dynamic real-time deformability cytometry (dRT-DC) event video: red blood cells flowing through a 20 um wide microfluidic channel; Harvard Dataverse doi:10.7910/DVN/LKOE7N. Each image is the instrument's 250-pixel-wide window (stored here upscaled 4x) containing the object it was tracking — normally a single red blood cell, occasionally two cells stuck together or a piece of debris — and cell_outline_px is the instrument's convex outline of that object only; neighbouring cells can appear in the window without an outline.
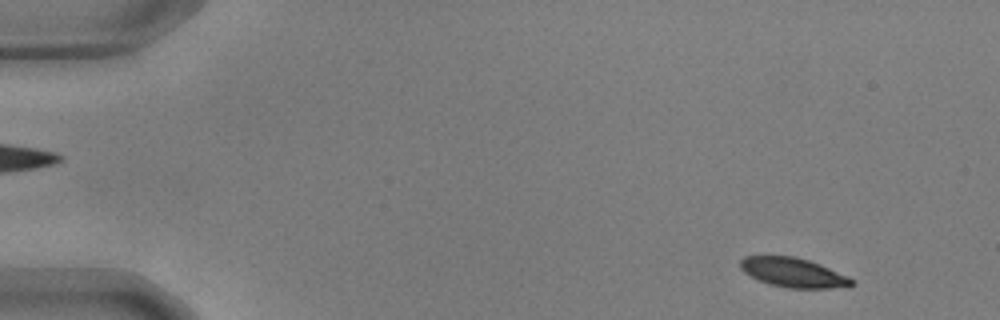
{"species": "common noctule bat (a hibernating species)", "species_latin": "Nyctalus noctula", "temperature_condition": "warm", "stored_images_in_passage": 55, "camera_frame_rate_fps": 3000, "um_per_image_px": 0.085, "animal": {"sex": "male", "body_mass_g": 17.9, "forearm_length_mm": 54.2}, "frame": {"image": 1, "passage_image": 4, "time_ms": 1.0, "image_size_px": [1000, 320], "cell_outline_px": [[856, 284], [848, 288], [788, 288], [768, 284], [744, 272], [740, 268], [740, 260], [744, 256], [796, 256], [820, 264], [848, 276]], "centroid_in_image_um": [67.46, 23.17], "position_along_channel_um": 17.5, "area_um2": 19.19}}
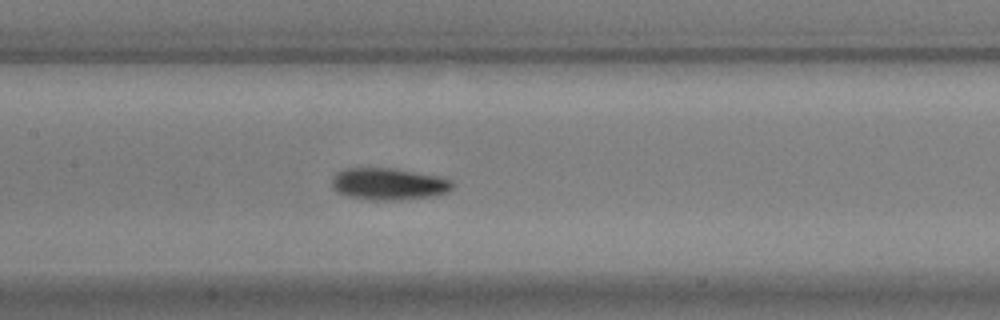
{"frame": {"image": 2, "passage_image": 26, "time_ms": 8.333, "image_size_px": [1000, 320], "cell_outline_px": [[452, 188], [448, 192], [432, 196], [396, 200], [372, 200], [348, 196], [336, 192], [332, 188], [332, 176], [336, 172], [348, 168], [392, 168], [440, 176], [452, 180]], "centroid_in_image_um": [33.01, 15.63], "position_along_channel_um": 174.4, "area_um2": 22.48}}
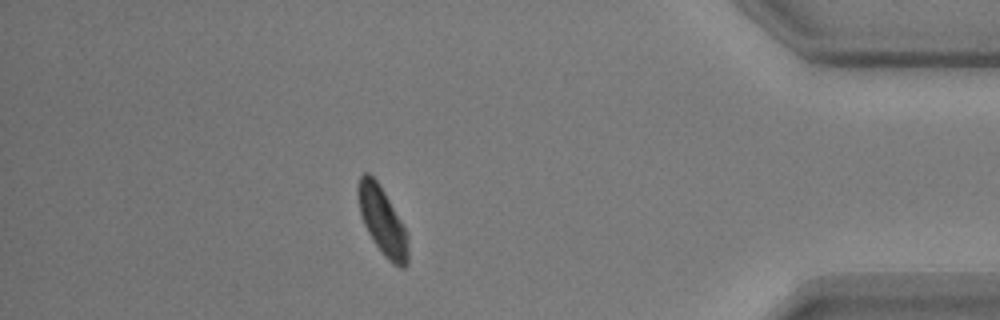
{"frame": {"image": 3, "passage_image": 48, "time_ms": 15.667, "image_size_px": [1000, 320], "cell_outline_px": [[408, 264], [404, 268], [400, 268], [392, 264], [384, 256], [372, 240], [360, 216], [356, 196], [356, 184], [360, 176], [364, 172], [368, 172], [380, 184], [408, 232]], "centroid_in_image_um": [32.49, 18.77], "position_along_channel_um": 402.7, "area_um2": 20.35}, "authors_computed_cell_mechanics": {"area_um2": 20.6924, "velocity_mm_per_s": 3.6204, "shape_relaxation_time_tau1_ms": 3.5421, "shape_relaxation_time_tau2_ms": 8.9264, "deformation_change_tau1": 0.1113, "deformation_change_tau2": 0.1162}}